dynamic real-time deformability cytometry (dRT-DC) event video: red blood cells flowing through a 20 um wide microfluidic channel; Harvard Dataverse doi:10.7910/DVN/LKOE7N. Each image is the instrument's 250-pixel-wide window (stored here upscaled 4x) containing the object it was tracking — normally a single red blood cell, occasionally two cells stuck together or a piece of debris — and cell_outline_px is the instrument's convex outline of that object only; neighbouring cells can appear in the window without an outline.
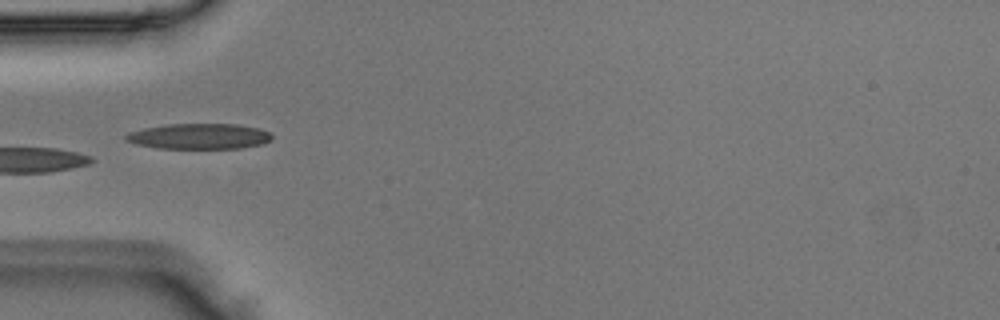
{"species": "Egyptian fruit bat (a non-hibernating species)", "species_latin": "Rousettus aegyptiacus", "temperature_condition": "room temperature", "stored_images_in_passage": 34, "camera_frame_rate_fps": 3000, "um_per_image_px": 0.085, "animal": {"sex": "male"}, "frame": {"image": 1, "passage_image": 1, "time_ms": 0.0, "image_size_px": [1000, 320], "cell_outline_px": [[272, 140], [264, 144], [240, 148], [156, 148], [136, 144], [124, 140], [124, 136], [128, 132], [144, 128], [168, 124], [236, 124], [260, 128], [272, 132]], "centroid_in_image_um": [16.96, 11.58], "position_along_channel_um": 68.0, "area_um2": 21.96}}